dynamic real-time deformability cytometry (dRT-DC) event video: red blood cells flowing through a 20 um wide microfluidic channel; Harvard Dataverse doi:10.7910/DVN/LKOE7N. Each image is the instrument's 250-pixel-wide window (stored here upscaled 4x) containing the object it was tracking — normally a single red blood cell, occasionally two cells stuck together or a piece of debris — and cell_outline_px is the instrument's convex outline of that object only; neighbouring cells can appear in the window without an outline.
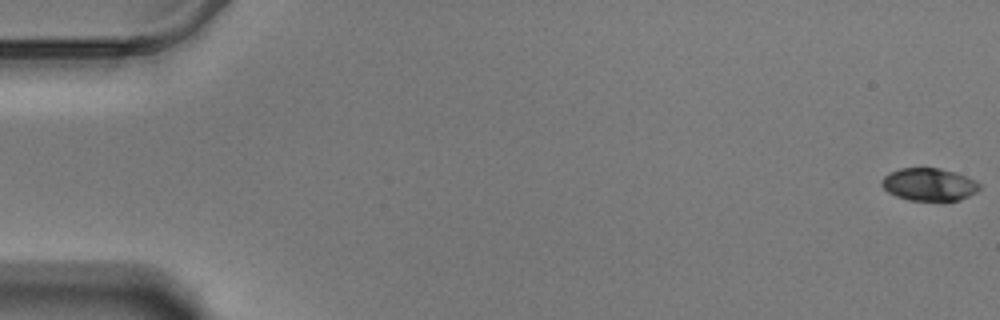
{"species": "Egyptian fruit bat (a non-hibernating species)", "species_latin": "Rousettus aegyptiacus", "temperature_condition": "warm", "stored_images_in_passage": 61, "camera_frame_rate_fps": 3000, "um_per_image_px": 0.085, "animal": {"sex": "male"}, "frame": {"image": 1, "passage_image": 1, "time_ms": 0.0, "image_size_px": [1000, 320], "cell_outline_px": [[980, 188], [976, 192], [960, 200], [944, 204], [908, 200], [896, 196], [888, 192], [880, 184], [880, 180], [884, 176], [900, 168], [940, 168], [976, 180], [980, 184]], "centroid_in_image_um": [78.98, 15.74], "position_along_channel_um": 6.0, "area_um2": 19.19}}
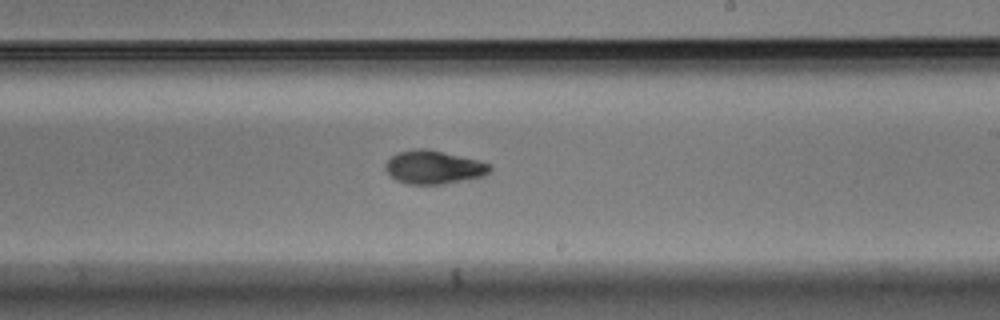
{"frame": {"image": 2, "passage_image": 36, "time_ms": 11.667, "image_size_px": [1000, 320], "cell_outline_px": [[492, 168], [484, 176], [440, 184], [408, 184], [396, 180], [384, 168], [384, 164], [392, 156], [400, 152], [416, 148], [424, 148], [480, 160], [492, 164]], "centroid_in_image_um": [36.88, 14.21], "position_along_channel_um": 252.1, "area_um2": 20.17}}
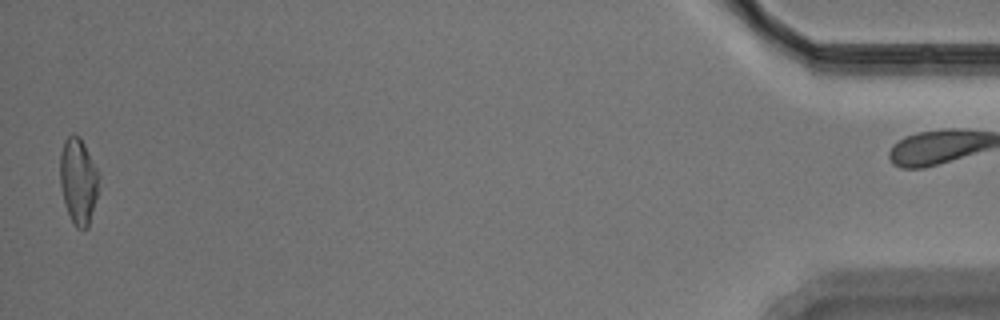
{"frame": {"image": 3, "passage_image": 59, "time_ms": 19.333, "image_size_px": [1000, 320], "cell_outline_px": [[100, 176], [96, 196], [88, 228], [76, 228], [64, 204], [60, 184], [60, 152], [64, 140], [72, 132], [80, 136]], "centroid_in_image_um": [6.64, 15.34], "position_along_channel_um": 428.6, "area_um2": 19.36}, "authors_computed_cell_mechanics": {"area_um2": 19.652, "velocity_mm_per_s": 3.4644, "shape_relaxation_time_tau1_ms": 4.1786, "shape_relaxation_time_tau2_ms": 2.488, "deformation_change_tau1": 0.1385, "deformation_change_tau2": 0.0727}}